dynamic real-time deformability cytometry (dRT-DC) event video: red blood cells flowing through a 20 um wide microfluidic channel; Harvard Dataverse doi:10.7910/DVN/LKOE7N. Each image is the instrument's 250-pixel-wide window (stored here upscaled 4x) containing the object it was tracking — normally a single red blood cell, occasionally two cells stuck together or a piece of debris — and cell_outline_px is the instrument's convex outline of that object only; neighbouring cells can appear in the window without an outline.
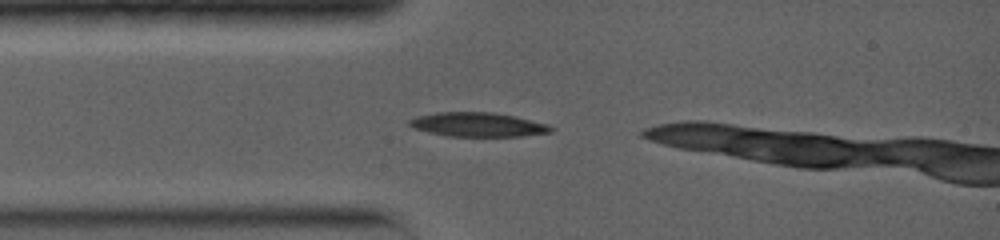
{"species": "common noctule bat (a hibernating species)", "species_latin": "Nyctalus noctula", "temperature_condition": "warm", "stored_images_in_passage": 3, "camera_frame_rate_fps": 5000, "um_per_image_px": 0.085, "animal": {"sex": "female", "body_mass_g": 19.0, "forearm_length_mm": 56.7}, "frame": {"image": 1, "passage_image": 1, "time_ms": 0.0, "image_size_px": [1000, 240], "cell_outline_px": [[552, 132], [524, 136], [448, 136], [428, 132], [416, 128], [408, 124], [408, 120], [416, 116], [436, 112], [492, 112], [512, 116], [548, 124], [552, 128]], "centroid_in_image_um": [40.59, 10.59], "position_along_channel_um": 44.4, "area_um2": 19.77}}
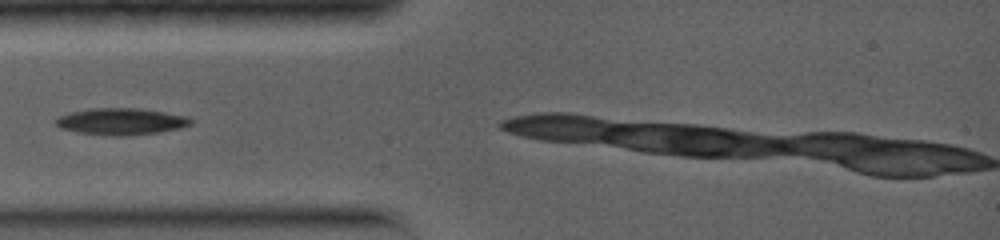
{"frame": {"image": 2, "passage_image": 2, "time_ms": 0.8, "image_size_px": [1000, 240], "cell_outline_px": [[192, 124], [180, 128], [160, 132], [124, 136], [112, 136], [80, 132], [60, 128], [56, 124], [56, 120], [60, 116], [72, 112], [92, 108], [140, 108], [188, 116], [192, 120]], "centroid_in_image_um": [10.34, 10.32], "position_along_channel_um": 74.7, "area_um2": 20.87}}